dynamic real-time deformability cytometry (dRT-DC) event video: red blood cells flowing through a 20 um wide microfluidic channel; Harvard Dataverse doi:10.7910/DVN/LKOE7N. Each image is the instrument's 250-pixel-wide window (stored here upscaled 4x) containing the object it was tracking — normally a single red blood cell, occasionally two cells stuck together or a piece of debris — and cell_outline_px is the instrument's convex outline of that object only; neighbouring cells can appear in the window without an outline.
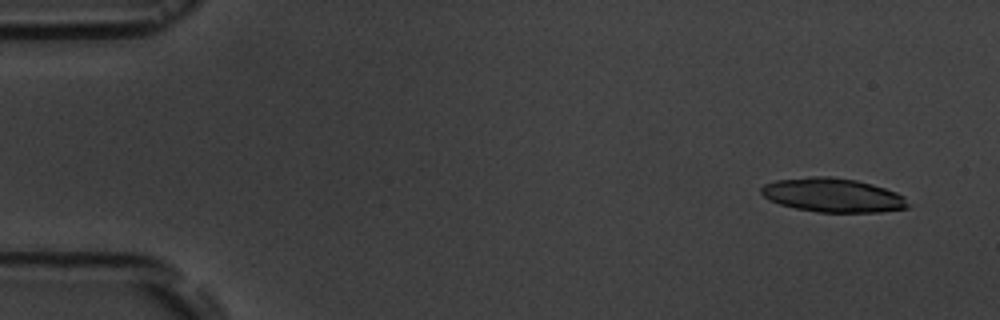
{"species": "common noctule bat (a hibernating species)", "species_latin": "Nyctalus noctula", "temperature_condition": "room temperature", "stored_images_in_passage": 4, "camera_frame_rate_fps": 3000, "um_per_image_px": 0.085, "animal": {"sex": "male", "body_mass_g": 19.5, "forearm_length_mm": 54.6}, "frame": {"image": 1, "passage_image": 1, "time_ms": 0.0, "image_size_px": [1000, 320], "cell_outline_px": [[908, 208], [880, 212], [820, 212], [796, 208], [780, 204], [768, 200], [760, 192], [760, 188], [764, 184], [776, 180], [808, 176], [832, 176], [856, 180], [872, 184], [896, 192], [904, 196], [908, 204]], "centroid_in_image_um": [70.77, 16.58], "position_along_channel_um": 14.2, "area_um2": 29.13}}